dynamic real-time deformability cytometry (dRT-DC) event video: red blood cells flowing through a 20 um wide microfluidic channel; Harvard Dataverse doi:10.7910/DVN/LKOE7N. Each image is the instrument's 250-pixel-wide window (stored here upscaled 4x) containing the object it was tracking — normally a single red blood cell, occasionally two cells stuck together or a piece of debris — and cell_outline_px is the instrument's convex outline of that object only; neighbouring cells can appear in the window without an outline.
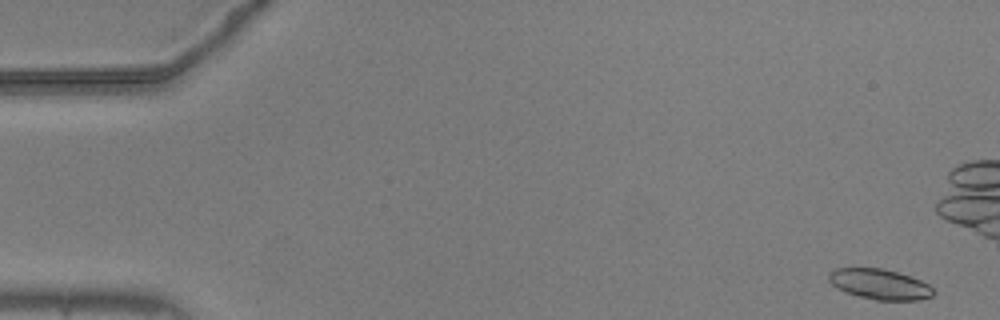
{"species": "common noctule bat (a hibernating species)", "species_latin": "Nyctalus noctula", "temperature_condition": "warm", "stored_images_in_passage": 56, "camera_frame_rate_fps": 3000, "um_per_image_px": 0.085, "animal": {"sex": "male", "body_mass_g": 20.5, "forearm_length_mm": 52.5}, "frame": {"image": 1, "passage_image": 2, "time_ms": 0.333, "image_size_px": [1000, 320], "cell_outline_px": [[936, 292], [932, 296], [920, 300], [876, 300], [860, 296], [836, 288], [828, 280], [828, 272], [836, 268], [884, 268], [920, 280], [928, 284]], "centroid_in_image_um": [74.77, 24.15], "position_along_channel_um": 10.2, "area_um2": 18.44}}
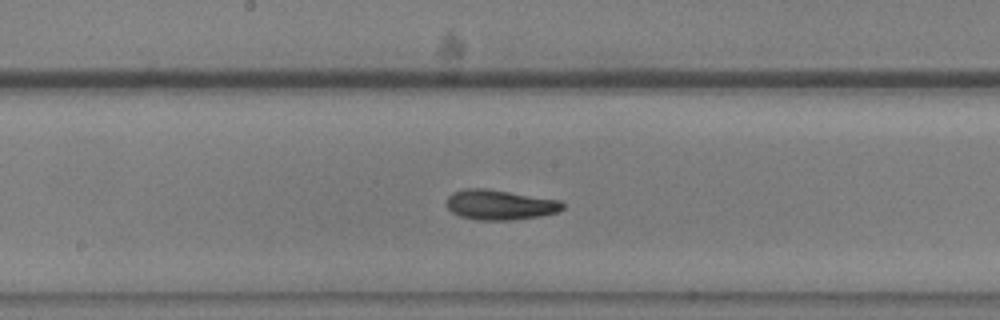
{"frame": {"image": 2, "passage_image": 29, "time_ms": 9.333, "image_size_px": [1000, 320], "cell_outline_px": [[564, 208], [556, 212], [540, 216], [512, 220], [476, 220], [460, 216], [452, 212], [448, 208], [448, 196], [452, 192], [464, 188], [484, 188], [560, 200], [564, 204]], "centroid_in_image_um": [42.48, 17.41], "position_along_channel_um": 205.7, "area_um2": 20.23}}
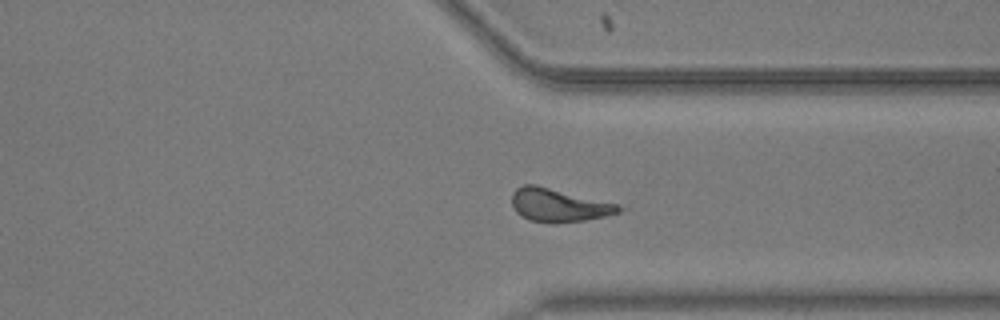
{"frame": {"image": 3, "passage_image": 42, "time_ms": 13.667, "image_size_px": [1000, 320], "cell_outline_px": [[628, 208], [620, 212], [604, 216], [584, 220], [528, 220], [520, 216], [516, 212], [512, 204], [512, 192], [516, 188], [524, 184], [536, 184], [616, 204]], "centroid_in_image_um": [47.47, 17.39], "position_along_channel_um": 363.9, "area_um2": 20.0}, "authors_computed_cell_mechanics": {"area_um2": 19.652, "velocity_mm_per_s": 3.6692, "shape_relaxation_time_tau1_ms": 3.1637, "shape_relaxation_time_tau2_ms": 7.3897, "deformation_change_tau1": 0.1336, "deformation_change_tau2": 0.1718}}